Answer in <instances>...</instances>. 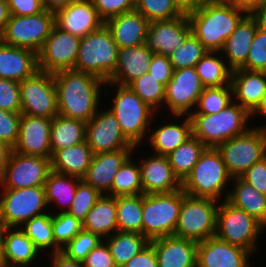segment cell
I'll list each match as a JSON object with an SVG mask.
<instances>
[{"label":"cell","instance_id":"obj_26","mask_svg":"<svg viewBox=\"0 0 266 267\" xmlns=\"http://www.w3.org/2000/svg\"><path fill=\"white\" fill-rule=\"evenodd\" d=\"M119 49L146 43L149 21L136 9L105 21Z\"/></svg>","mask_w":266,"mask_h":267},{"label":"cell","instance_id":"obj_18","mask_svg":"<svg viewBox=\"0 0 266 267\" xmlns=\"http://www.w3.org/2000/svg\"><path fill=\"white\" fill-rule=\"evenodd\" d=\"M190 34L191 27L184 14L170 20L149 22L145 44L153 53L170 56Z\"/></svg>","mask_w":266,"mask_h":267},{"label":"cell","instance_id":"obj_48","mask_svg":"<svg viewBox=\"0 0 266 267\" xmlns=\"http://www.w3.org/2000/svg\"><path fill=\"white\" fill-rule=\"evenodd\" d=\"M101 196V193L82 179L78 183L73 202L67 213L83 222L87 213L92 209Z\"/></svg>","mask_w":266,"mask_h":267},{"label":"cell","instance_id":"obj_24","mask_svg":"<svg viewBox=\"0 0 266 267\" xmlns=\"http://www.w3.org/2000/svg\"><path fill=\"white\" fill-rule=\"evenodd\" d=\"M153 246L158 267H197L198 243L172 236H165L150 241Z\"/></svg>","mask_w":266,"mask_h":267},{"label":"cell","instance_id":"obj_66","mask_svg":"<svg viewBox=\"0 0 266 267\" xmlns=\"http://www.w3.org/2000/svg\"><path fill=\"white\" fill-rule=\"evenodd\" d=\"M260 114L261 116H265L266 118V92L263 95L262 101L258 108L251 114V117L254 118L253 115Z\"/></svg>","mask_w":266,"mask_h":267},{"label":"cell","instance_id":"obj_46","mask_svg":"<svg viewBox=\"0 0 266 267\" xmlns=\"http://www.w3.org/2000/svg\"><path fill=\"white\" fill-rule=\"evenodd\" d=\"M135 9L149 22L170 20L184 15L174 0H135Z\"/></svg>","mask_w":266,"mask_h":267},{"label":"cell","instance_id":"obj_32","mask_svg":"<svg viewBox=\"0 0 266 267\" xmlns=\"http://www.w3.org/2000/svg\"><path fill=\"white\" fill-rule=\"evenodd\" d=\"M82 227L103 240L117 232L116 197L102 195L87 213Z\"/></svg>","mask_w":266,"mask_h":267},{"label":"cell","instance_id":"obj_40","mask_svg":"<svg viewBox=\"0 0 266 267\" xmlns=\"http://www.w3.org/2000/svg\"><path fill=\"white\" fill-rule=\"evenodd\" d=\"M21 230L26 234L28 238L32 240L35 247L43 252L44 250L51 249V253H56L62 249L55 243L52 231V212L44 213L39 216H35L26 221Z\"/></svg>","mask_w":266,"mask_h":267},{"label":"cell","instance_id":"obj_2","mask_svg":"<svg viewBox=\"0 0 266 267\" xmlns=\"http://www.w3.org/2000/svg\"><path fill=\"white\" fill-rule=\"evenodd\" d=\"M247 15L226 1L207 0L187 14L191 33L207 51L221 52L226 39Z\"/></svg>","mask_w":266,"mask_h":267},{"label":"cell","instance_id":"obj_12","mask_svg":"<svg viewBox=\"0 0 266 267\" xmlns=\"http://www.w3.org/2000/svg\"><path fill=\"white\" fill-rule=\"evenodd\" d=\"M1 190L0 219L7 227H20L29 219L46 213L44 186Z\"/></svg>","mask_w":266,"mask_h":267},{"label":"cell","instance_id":"obj_4","mask_svg":"<svg viewBox=\"0 0 266 267\" xmlns=\"http://www.w3.org/2000/svg\"><path fill=\"white\" fill-rule=\"evenodd\" d=\"M105 85L118 87L109 110L117 119L123 134L138 146L149 135L152 121L157 117L156 111L143 102L129 86L111 82H105Z\"/></svg>","mask_w":266,"mask_h":267},{"label":"cell","instance_id":"obj_57","mask_svg":"<svg viewBox=\"0 0 266 267\" xmlns=\"http://www.w3.org/2000/svg\"><path fill=\"white\" fill-rule=\"evenodd\" d=\"M7 5L13 16L36 15L44 10L41 0H7Z\"/></svg>","mask_w":266,"mask_h":267},{"label":"cell","instance_id":"obj_8","mask_svg":"<svg viewBox=\"0 0 266 267\" xmlns=\"http://www.w3.org/2000/svg\"><path fill=\"white\" fill-rule=\"evenodd\" d=\"M217 200L194 197L182 190V204L174 236L201 242L215 236Z\"/></svg>","mask_w":266,"mask_h":267},{"label":"cell","instance_id":"obj_59","mask_svg":"<svg viewBox=\"0 0 266 267\" xmlns=\"http://www.w3.org/2000/svg\"><path fill=\"white\" fill-rule=\"evenodd\" d=\"M51 267H84L83 262L69 258L62 251L50 254Z\"/></svg>","mask_w":266,"mask_h":267},{"label":"cell","instance_id":"obj_63","mask_svg":"<svg viewBox=\"0 0 266 267\" xmlns=\"http://www.w3.org/2000/svg\"><path fill=\"white\" fill-rule=\"evenodd\" d=\"M250 15L255 19L257 28L266 31V3L259 5Z\"/></svg>","mask_w":266,"mask_h":267},{"label":"cell","instance_id":"obj_50","mask_svg":"<svg viewBox=\"0 0 266 267\" xmlns=\"http://www.w3.org/2000/svg\"><path fill=\"white\" fill-rule=\"evenodd\" d=\"M241 68L266 72V31L257 28L247 61Z\"/></svg>","mask_w":266,"mask_h":267},{"label":"cell","instance_id":"obj_33","mask_svg":"<svg viewBox=\"0 0 266 267\" xmlns=\"http://www.w3.org/2000/svg\"><path fill=\"white\" fill-rule=\"evenodd\" d=\"M93 153L87 142L57 150L51 157L54 172L83 178L90 166Z\"/></svg>","mask_w":266,"mask_h":267},{"label":"cell","instance_id":"obj_20","mask_svg":"<svg viewBox=\"0 0 266 267\" xmlns=\"http://www.w3.org/2000/svg\"><path fill=\"white\" fill-rule=\"evenodd\" d=\"M250 251L216 236L198 242L197 267H250Z\"/></svg>","mask_w":266,"mask_h":267},{"label":"cell","instance_id":"obj_61","mask_svg":"<svg viewBox=\"0 0 266 267\" xmlns=\"http://www.w3.org/2000/svg\"><path fill=\"white\" fill-rule=\"evenodd\" d=\"M207 0H174L177 7L184 13L188 14L197 10Z\"/></svg>","mask_w":266,"mask_h":267},{"label":"cell","instance_id":"obj_42","mask_svg":"<svg viewBox=\"0 0 266 267\" xmlns=\"http://www.w3.org/2000/svg\"><path fill=\"white\" fill-rule=\"evenodd\" d=\"M132 155L123 163L115 175L111 196H135L143 194L140 168L138 163L133 162Z\"/></svg>","mask_w":266,"mask_h":267},{"label":"cell","instance_id":"obj_37","mask_svg":"<svg viewBox=\"0 0 266 267\" xmlns=\"http://www.w3.org/2000/svg\"><path fill=\"white\" fill-rule=\"evenodd\" d=\"M117 267L124 266L139 254L150 241L141 233L117 231L104 239Z\"/></svg>","mask_w":266,"mask_h":267},{"label":"cell","instance_id":"obj_64","mask_svg":"<svg viewBox=\"0 0 266 267\" xmlns=\"http://www.w3.org/2000/svg\"><path fill=\"white\" fill-rule=\"evenodd\" d=\"M13 148L0 140V176L5 172Z\"/></svg>","mask_w":266,"mask_h":267},{"label":"cell","instance_id":"obj_58","mask_svg":"<svg viewBox=\"0 0 266 267\" xmlns=\"http://www.w3.org/2000/svg\"><path fill=\"white\" fill-rule=\"evenodd\" d=\"M122 267H158V261L153 246L149 244Z\"/></svg>","mask_w":266,"mask_h":267},{"label":"cell","instance_id":"obj_27","mask_svg":"<svg viewBox=\"0 0 266 267\" xmlns=\"http://www.w3.org/2000/svg\"><path fill=\"white\" fill-rule=\"evenodd\" d=\"M37 71V53L0 41V78L20 83L32 77Z\"/></svg>","mask_w":266,"mask_h":267},{"label":"cell","instance_id":"obj_21","mask_svg":"<svg viewBox=\"0 0 266 267\" xmlns=\"http://www.w3.org/2000/svg\"><path fill=\"white\" fill-rule=\"evenodd\" d=\"M105 24L91 0H76L55 13V25L80 38Z\"/></svg>","mask_w":266,"mask_h":267},{"label":"cell","instance_id":"obj_6","mask_svg":"<svg viewBox=\"0 0 266 267\" xmlns=\"http://www.w3.org/2000/svg\"><path fill=\"white\" fill-rule=\"evenodd\" d=\"M118 45L104 24L80 39V48L73 70L91 73L107 82L118 61Z\"/></svg>","mask_w":266,"mask_h":267},{"label":"cell","instance_id":"obj_41","mask_svg":"<svg viewBox=\"0 0 266 267\" xmlns=\"http://www.w3.org/2000/svg\"><path fill=\"white\" fill-rule=\"evenodd\" d=\"M118 231L142 234V194L116 197Z\"/></svg>","mask_w":266,"mask_h":267},{"label":"cell","instance_id":"obj_53","mask_svg":"<svg viewBox=\"0 0 266 267\" xmlns=\"http://www.w3.org/2000/svg\"><path fill=\"white\" fill-rule=\"evenodd\" d=\"M99 16L107 19L135 9V0H91Z\"/></svg>","mask_w":266,"mask_h":267},{"label":"cell","instance_id":"obj_34","mask_svg":"<svg viewBox=\"0 0 266 267\" xmlns=\"http://www.w3.org/2000/svg\"><path fill=\"white\" fill-rule=\"evenodd\" d=\"M180 124L165 123L150 131L147 140L156 155L167 156L192 136V123L189 115H186Z\"/></svg>","mask_w":266,"mask_h":267},{"label":"cell","instance_id":"obj_39","mask_svg":"<svg viewBox=\"0 0 266 267\" xmlns=\"http://www.w3.org/2000/svg\"><path fill=\"white\" fill-rule=\"evenodd\" d=\"M219 54L222 55L221 52L208 51L195 66L205 88L230 85L232 70Z\"/></svg>","mask_w":266,"mask_h":267},{"label":"cell","instance_id":"obj_55","mask_svg":"<svg viewBox=\"0 0 266 267\" xmlns=\"http://www.w3.org/2000/svg\"><path fill=\"white\" fill-rule=\"evenodd\" d=\"M83 265L84 267H117L104 240L87 255Z\"/></svg>","mask_w":266,"mask_h":267},{"label":"cell","instance_id":"obj_17","mask_svg":"<svg viewBox=\"0 0 266 267\" xmlns=\"http://www.w3.org/2000/svg\"><path fill=\"white\" fill-rule=\"evenodd\" d=\"M86 142L93 155L135 147L123 134L117 119L109 109L97 111L87 122Z\"/></svg>","mask_w":266,"mask_h":267},{"label":"cell","instance_id":"obj_22","mask_svg":"<svg viewBox=\"0 0 266 267\" xmlns=\"http://www.w3.org/2000/svg\"><path fill=\"white\" fill-rule=\"evenodd\" d=\"M136 147L93 155L87 173L82 179L102 195L111 196L115 175L133 152H136Z\"/></svg>","mask_w":266,"mask_h":267},{"label":"cell","instance_id":"obj_7","mask_svg":"<svg viewBox=\"0 0 266 267\" xmlns=\"http://www.w3.org/2000/svg\"><path fill=\"white\" fill-rule=\"evenodd\" d=\"M182 204V189L142 194V234L149 240L172 236Z\"/></svg>","mask_w":266,"mask_h":267},{"label":"cell","instance_id":"obj_13","mask_svg":"<svg viewBox=\"0 0 266 267\" xmlns=\"http://www.w3.org/2000/svg\"><path fill=\"white\" fill-rule=\"evenodd\" d=\"M21 114L53 118L58 115L53 74L37 71L19 83Z\"/></svg>","mask_w":266,"mask_h":267},{"label":"cell","instance_id":"obj_11","mask_svg":"<svg viewBox=\"0 0 266 267\" xmlns=\"http://www.w3.org/2000/svg\"><path fill=\"white\" fill-rule=\"evenodd\" d=\"M55 26V13L43 10L36 15H10L0 41L7 45L26 48L39 53Z\"/></svg>","mask_w":266,"mask_h":267},{"label":"cell","instance_id":"obj_30","mask_svg":"<svg viewBox=\"0 0 266 267\" xmlns=\"http://www.w3.org/2000/svg\"><path fill=\"white\" fill-rule=\"evenodd\" d=\"M256 31L255 19L247 14L226 39L221 53L224 54L222 56H225L227 65L232 71L240 69L246 63Z\"/></svg>","mask_w":266,"mask_h":267},{"label":"cell","instance_id":"obj_19","mask_svg":"<svg viewBox=\"0 0 266 267\" xmlns=\"http://www.w3.org/2000/svg\"><path fill=\"white\" fill-rule=\"evenodd\" d=\"M52 118L22 114L19 136L13 151L24 155L41 156L51 160Z\"/></svg>","mask_w":266,"mask_h":267},{"label":"cell","instance_id":"obj_52","mask_svg":"<svg viewBox=\"0 0 266 267\" xmlns=\"http://www.w3.org/2000/svg\"><path fill=\"white\" fill-rule=\"evenodd\" d=\"M0 109L21 112L19 82L0 78Z\"/></svg>","mask_w":266,"mask_h":267},{"label":"cell","instance_id":"obj_43","mask_svg":"<svg viewBox=\"0 0 266 267\" xmlns=\"http://www.w3.org/2000/svg\"><path fill=\"white\" fill-rule=\"evenodd\" d=\"M233 100L230 85L219 87H206L197 100V109L191 114H216L223 110Z\"/></svg>","mask_w":266,"mask_h":267},{"label":"cell","instance_id":"obj_51","mask_svg":"<svg viewBox=\"0 0 266 267\" xmlns=\"http://www.w3.org/2000/svg\"><path fill=\"white\" fill-rule=\"evenodd\" d=\"M21 116V112L0 109V140L12 148L18 140Z\"/></svg>","mask_w":266,"mask_h":267},{"label":"cell","instance_id":"obj_38","mask_svg":"<svg viewBox=\"0 0 266 267\" xmlns=\"http://www.w3.org/2000/svg\"><path fill=\"white\" fill-rule=\"evenodd\" d=\"M206 148L198 138L192 135L166 156L175 176L181 183L190 174Z\"/></svg>","mask_w":266,"mask_h":267},{"label":"cell","instance_id":"obj_62","mask_svg":"<svg viewBox=\"0 0 266 267\" xmlns=\"http://www.w3.org/2000/svg\"><path fill=\"white\" fill-rule=\"evenodd\" d=\"M76 0H41L44 10L56 13Z\"/></svg>","mask_w":266,"mask_h":267},{"label":"cell","instance_id":"obj_14","mask_svg":"<svg viewBox=\"0 0 266 267\" xmlns=\"http://www.w3.org/2000/svg\"><path fill=\"white\" fill-rule=\"evenodd\" d=\"M52 171L51 160L12 151L5 172L0 176L1 189L44 186Z\"/></svg>","mask_w":266,"mask_h":267},{"label":"cell","instance_id":"obj_44","mask_svg":"<svg viewBox=\"0 0 266 267\" xmlns=\"http://www.w3.org/2000/svg\"><path fill=\"white\" fill-rule=\"evenodd\" d=\"M128 86L156 112L163 107L160 105L164 104L165 86L157 82V79L151 77L148 72L136 78Z\"/></svg>","mask_w":266,"mask_h":267},{"label":"cell","instance_id":"obj_31","mask_svg":"<svg viewBox=\"0 0 266 267\" xmlns=\"http://www.w3.org/2000/svg\"><path fill=\"white\" fill-rule=\"evenodd\" d=\"M231 181L235 183L234 187L226 192L223 200L244 210L266 228V195L257 191L241 177H234Z\"/></svg>","mask_w":266,"mask_h":267},{"label":"cell","instance_id":"obj_3","mask_svg":"<svg viewBox=\"0 0 266 267\" xmlns=\"http://www.w3.org/2000/svg\"><path fill=\"white\" fill-rule=\"evenodd\" d=\"M192 135L207 148H217L223 142L247 132L251 114L235 101L216 114H190Z\"/></svg>","mask_w":266,"mask_h":267},{"label":"cell","instance_id":"obj_45","mask_svg":"<svg viewBox=\"0 0 266 267\" xmlns=\"http://www.w3.org/2000/svg\"><path fill=\"white\" fill-rule=\"evenodd\" d=\"M207 52L200 41L191 33L181 47L168 57L173 69L178 70L195 67Z\"/></svg>","mask_w":266,"mask_h":267},{"label":"cell","instance_id":"obj_5","mask_svg":"<svg viewBox=\"0 0 266 267\" xmlns=\"http://www.w3.org/2000/svg\"><path fill=\"white\" fill-rule=\"evenodd\" d=\"M232 179L217 148H206L190 174L181 183V189L187 195L219 202L225 186Z\"/></svg>","mask_w":266,"mask_h":267},{"label":"cell","instance_id":"obj_15","mask_svg":"<svg viewBox=\"0 0 266 267\" xmlns=\"http://www.w3.org/2000/svg\"><path fill=\"white\" fill-rule=\"evenodd\" d=\"M80 39L55 25L37 54L38 71L54 74L74 69L80 48Z\"/></svg>","mask_w":266,"mask_h":267},{"label":"cell","instance_id":"obj_10","mask_svg":"<svg viewBox=\"0 0 266 267\" xmlns=\"http://www.w3.org/2000/svg\"><path fill=\"white\" fill-rule=\"evenodd\" d=\"M219 204L215 236L251 253L256 251L258 249V236L265 227L253 216L234 207L227 200L220 201Z\"/></svg>","mask_w":266,"mask_h":267},{"label":"cell","instance_id":"obj_49","mask_svg":"<svg viewBox=\"0 0 266 267\" xmlns=\"http://www.w3.org/2000/svg\"><path fill=\"white\" fill-rule=\"evenodd\" d=\"M101 241L103 239L98 235L82 229L61 251L69 258L83 262Z\"/></svg>","mask_w":266,"mask_h":267},{"label":"cell","instance_id":"obj_60","mask_svg":"<svg viewBox=\"0 0 266 267\" xmlns=\"http://www.w3.org/2000/svg\"><path fill=\"white\" fill-rule=\"evenodd\" d=\"M226 2L247 14H251L260 5V0H226Z\"/></svg>","mask_w":266,"mask_h":267},{"label":"cell","instance_id":"obj_65","mask_svg":"<svg viewBox=\"0 0 266 267\" xmlns=\"http://www.w3.org/2000/svg\"><path fill=\"white\" fill-rule=\"evenodd\" d=\"M10 17L7 1H0V36Z\"/></svg>","mask_w":266,"mask_h":267},{"label":"cell","instance_id":"obj_47","mask_svg":"<svg viewBox=\"0 0 266 267\" xmlns=\"http://www.w3.org/2000/svg\"><path fill=\"white\" fill-rule=\"evenodd\" d=\"M82 222L67 212L52 213V231L55 243L62 249L81 230Z\"/></svg>","mask_w":266,"mask_h":267},{"label":"cell","instance_id":"obj_67","mask_svg":"<svg viewBox=\"0 0 266 267\" xmlns=\"http://www.w3.org/2000/svg\"><path fill=\"white\" fill-rule=\"evenodd\" d=\"M7 229V226L4 224V222L0 219V253L2 251L3 246V238L5 230Z\"/></svg>","mask_w":266,"mask_h":267},{"label":"cell","instance_id":"obj_54","mask_svg":"<svg viewBox=\"0 0 266 267\" xmlns=\"http://www.w3.org/2000/svg\"><path fill=\"white\" fill-rule=\"evenodd\" d=\"M148 73L151 77L157 79V82L163 84L165 87L173 77L174 69L169 61L168 56L154 53L150 63Z\"/></svg>","mask_w":266,"mask_h":267},{"label":"cell","instance_id":"obj_56","mask_svg":"<svg viewBox=\"0 0 266 267\" xmlns=\"http://www.w3.org/2000/svg\"><path fill=\"white\" fill-rule=\"evenodd\" d=\"M240 177L257 191L266 195V157L252 165Z\"/></svg>","mask_w":266,"mask_h":267},{"label":"cell","instance_id":"obj_29","mask_svg":"<svg viewBox=\"0 0 266 267\" xmlns=\"http://www.w3.org/2000/svg\"><path fill=\"white\" fill-rule=\"evenodd\" d=\"M40 251L20 227H7L4 233L0 266L30 267Z\"/></svg>","mask_w":266,"mask_h":267},{"label":"cell","instance_id":"obj_16","mask_svg":"<svg viewBox=\"0 0 266 267\" xmlns=\"http://www.w3.org/2000/svg\"><path fill=\"white\" fill-rule=\"evenodd\" d=\"M204 88L195 67L174 70L165 87L164 105L168 106L173 116L181 119L191 114Z\"/></svg>","mask_w":266,"mask_h":267},{"label":"cell","instance_id":"obj_1","mask_svg":"<svg viewBox=\"0 0 266 267\" xmlns=\"http://www.w3.org/2000/svg\"><path fill=\"white\" fill-rule=\"evenodd\" d=\"M53 77L58 115L87 123L99 110L100 89L105 81L73 69L56 72Z\"/></svg>","mask_w":266,"mask_h":267},{"label":"cell","instance_id":"obj_28","mask_svg":"<svg viewBox=\"0 0 266 267\" xmlns=\"http://www.w3.org/2000/svg\"><path fill=\"white\" fill-rule=\"evenodd\" d=\"M153 54L146 44L119 49L116 68L107 82L128 86L148 72Z\"/></svg>","mask_w":266,"mask_h":267},{"label":"cell","instance_id":"obj_36","mask_svg":"<svg viewBox=\"0 0 266 267\" xmlns=\"http://www.w3.org/2000/svg\"><path fill=\"white\" fill-rule=\"evenodd\" d=\"M81 180L77 176L64 175L51 171L44 183L48 207H50V204L54 203V205H57L58 203V206L61 207V211L59 210L58 212H67L73 202L78 183Z\"/></svg>","mask_w":266,"mask_h":267},{"label":"cell","instance_id":"obj_25","mask_svg":"<svg viewBox=\"0 0 266 267\" xmlns=\"http://www.w3.org/2000/svg\"><path fill=\"white\" fill-rule=\"evenodd\" d=\"M230 84L233 101H237V104L252 114L266 92V72L236 69L231 73Z\"/></svg>","mask_w":266,"mask_h":267},{"label":"cell","instance_id":"obj_23","mask_svg":"<svg viewBox=\"0 0 266 267\" xmlns=\"http://www.w3.org/2000/svg\"><path fill=\"white\" fill-rule=\"evenodd\" d=\"M140 162L138 165L143 194L170 193L181 189V182L166 156L154 154Z\"/></svg>","mask_w":266,"mask_h":267},{"label":"cell","instance_id":"obj_68","mask_svg":"<svg viewBox=\"0 0 266 267\" xmlns=\"http://www.w3.org/2000/svg\"><path fill=\"white\" fill-rule=\"evenodd\" d=\"M262 3H266V0H260V5H261Z\"/></svg>","mask_w":266,"mask_h":267},{"label":"cell","instance_id":"obj_9","mask_svg":"<svg viewBox=\"0 0 266 267\" xmlns=\"http://www.w3.org/2000/svg\"><path fill=\"white\" fill-rule=\"evenodd\" d=\"M229 174L240 177L252 165L266 157V126L251 127L217 147Z\"/></svg>","mask_w":266,"mask_h":267},{"label":"cell","instance_id":"obj_35","mask_svg":"<svg viewBox=\"0 0 266 267\" xmlns=\"http://www.w3.org/2000/svg\"><path fill=\"white\" fill-rule=\"evenodd\" d=\"M86 124L84 121L61 115L54 116L50 131L52 155L57 150L85 142Z\"/></svg>","mask_w":266,"mask_h":267}]
</instances>
